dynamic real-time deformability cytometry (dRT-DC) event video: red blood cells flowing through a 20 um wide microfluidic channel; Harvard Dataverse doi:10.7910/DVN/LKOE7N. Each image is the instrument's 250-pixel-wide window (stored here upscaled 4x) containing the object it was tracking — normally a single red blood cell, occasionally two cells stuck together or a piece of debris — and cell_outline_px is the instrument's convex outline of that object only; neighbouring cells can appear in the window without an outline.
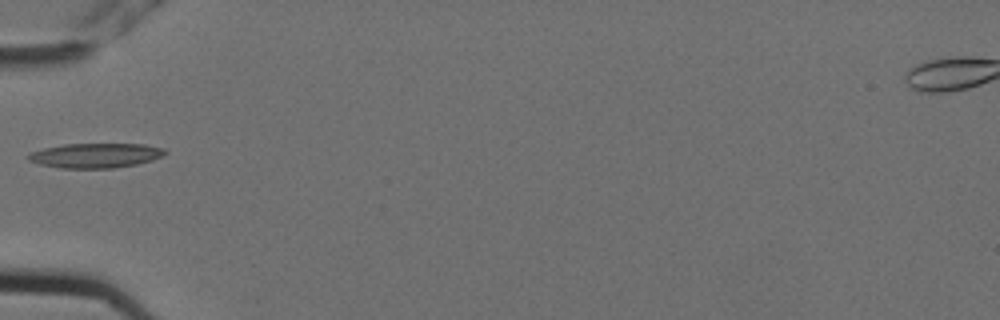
{"species": "Egyptian fruit bat (a non-hibernating species)", "species_latin": "Rousettus aegyptiacus", "temperature_condition": "cold", "stored_images_in_passage": 7, "camera_frame_rate_fps": 3000, "um_per_image_px": 0.085, "animal": {"sex": "female"}, "frame": {"image": 1, "passage_image": 7, "time_ms": 2.0, "image_size_px": [1000, 320], "cell_outline_px": [[168, 152], [164, 156], [152, 160], [136, 164], [112, 168], [60, 168], [40, 164], [28, 160], [28, 152], [44, 148], [64, 144], [144, 144], [164, 148]], "centroid_in_image_um": [8.13, 13.21], "position_along_channel_um": 76.9, "area_um2": 19.71}}